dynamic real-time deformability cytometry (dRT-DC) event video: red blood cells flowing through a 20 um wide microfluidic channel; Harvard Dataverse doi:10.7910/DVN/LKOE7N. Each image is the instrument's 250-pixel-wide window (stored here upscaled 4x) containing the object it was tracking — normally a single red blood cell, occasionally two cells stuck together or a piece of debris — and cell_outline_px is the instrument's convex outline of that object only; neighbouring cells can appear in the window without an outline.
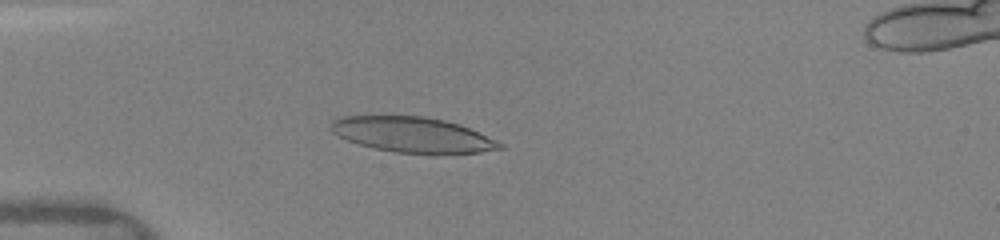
{"species": "human", "species_latin": "Homo sapiens", "temperature_condition": "warm", "stored_images_in_passage": 39, "camera_frame_rate_fps": 3000, "um_per_image_px": 0.085, "donor": {"sex": "female"}, "frame": {"image": 1, "passage_image": 4, "time_ms": 1.0, "image_size_px": [1000, 240], "cell_outline_px": [[504, 148], [480, 152], [436, 156], [396, 152], [376, 148], [360, 144], [348, 140], [332, 132], [332, 120], [340, 116], [424, 116], [444, 120], [460, 124], [496, 140], [504, 144]], "centroid_in_image_um": [35.14, 11.48], "position_along_channel_um": 49.9, "area_um2": 35.14}}
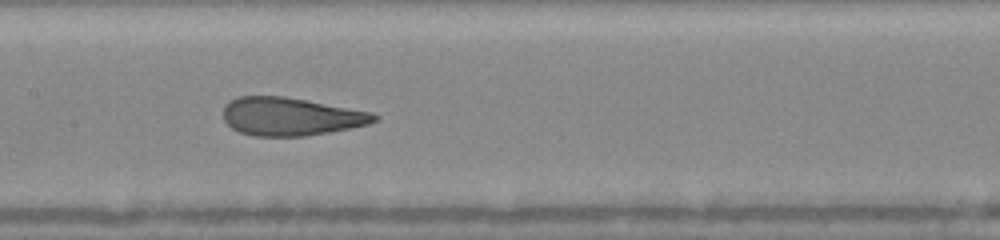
{"frame": {"image": 2, "passage_image": 15, "time_ms": 4.667, "image_size_px": [1000, 240], "cell_outline_px": [[380, 116], [376, 120], [368, 124], [352, 128], [304, 136], [252, 136], [240, 132], [232, 128], [224, 120], [224, 104], [240, 96], [284, 96], [372, 112]], "centroid_in_image_um": [24.71, 9.91], "position_along_channel_um": 182.7, "area_um2": 33.41}}
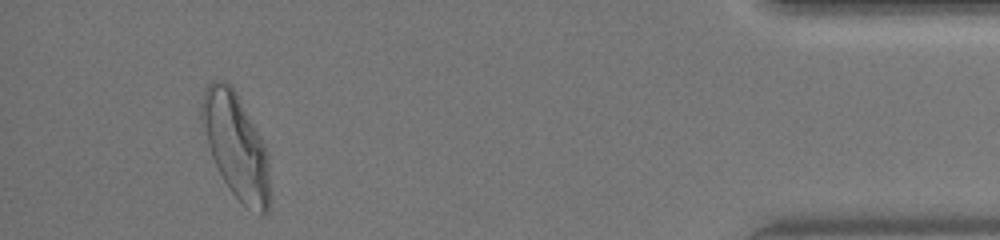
{"frame": {"image": 3, "passage_image": 36, "time_ms": 11.667, "image_size_px": [1000, 240], "cell_outline_px": [[268, 212], [264, 216], [260, 216], [248, 208], [228, 188], [212, 156], [200, 120], [200, 108], [204, 92], [208, 84], [212, 80], [224, 80], [236, 92], [260, 136], [264, 144], [268, 160]], "centroid_in_image_um": [20.03, 12.38], "position_along_channel_um": 415.2, "area_um2": 40.86}, "authors_computed_cell_mechanics": {"area_um2": 34.7378, "velocity_mm_per_s": 4.1044, "shape_relaxation_time_tau1_ms": 5.6875, "shape_relaxation_time_tau2_ms": 0.8681, "deformation_change_tau1": 0.2313, "deformation_change_tau2": 0.0845}}